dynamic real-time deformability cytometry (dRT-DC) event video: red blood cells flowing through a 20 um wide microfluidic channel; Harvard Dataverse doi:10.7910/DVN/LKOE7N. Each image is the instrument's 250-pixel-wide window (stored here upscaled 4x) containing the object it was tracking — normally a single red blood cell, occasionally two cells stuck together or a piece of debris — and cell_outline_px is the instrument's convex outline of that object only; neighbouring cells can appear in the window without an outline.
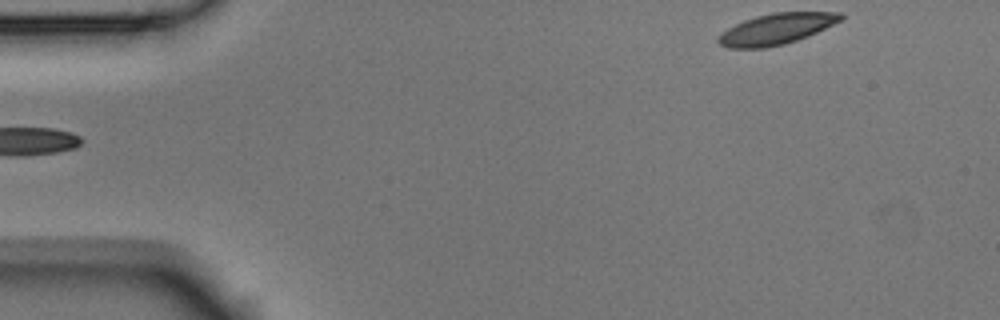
{"species": "Egyptian fruit bat (a non-hibernating species)", "species_latin": "Rousettus aegyptiacus", "temperature_condition": "room temperature", "stored_images_in_passage": 4, "segment_of_instrument_passage": [2, 2], "camera_frame_rate_fps": 3000, "um_per_image_px": 0.085, "animal": {"sex": "male"}, "frame": {"image": 1, "passage_image": 4, "time_ms": 1.0, "image_size_px": [1000, 320], "cell_outline_px": [[844, 20], [808, 36], [784, 44], [764, 48], [728, 48], [720, 44], [716, 40], [728, 28], [744, 20], [756, 16], [772, 12], [844, 12]], "centroid_in_image_um": [66.05, 2.45], "position_along_channel_um": 18.9, "area_um2": 22.08}}